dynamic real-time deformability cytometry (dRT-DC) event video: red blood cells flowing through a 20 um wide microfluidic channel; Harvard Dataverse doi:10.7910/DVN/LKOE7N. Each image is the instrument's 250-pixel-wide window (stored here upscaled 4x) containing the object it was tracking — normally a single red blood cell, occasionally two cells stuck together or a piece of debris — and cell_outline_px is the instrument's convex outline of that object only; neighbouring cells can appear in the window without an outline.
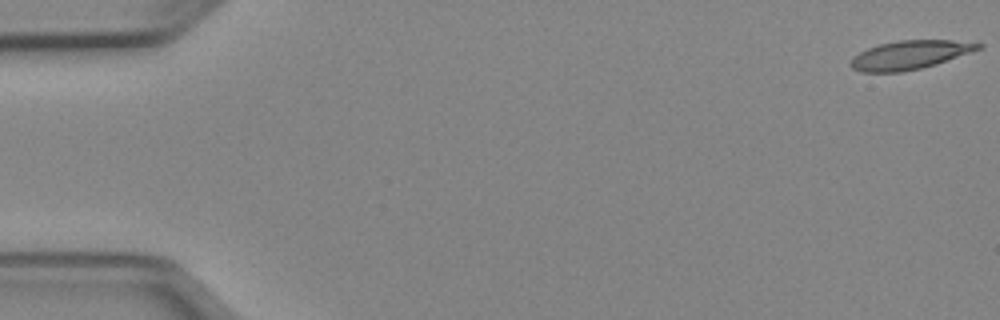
{"species": "Egyptian fruit bat (a non-hibernating species)", "species_latin": "Rousettus aegyptiacus", "temperature_condition": "cold", "stored_images_in_passage": 51, "camera_frame_rate_fps": 3000, "um_per_image_px": 0.085, "animal": {"sex": "female"}, "frame": {"image": 1, "passage_image": 1, "time_ms": 0.0, "image_size_px": [1000, 320], "cell_outline_px": [[984, 44], [980, 48], [936, 64], [920, 68], [900, 72], [860, 72], [852, 68], [848, 64], [852, 56], [868, 48], [880, 44], [896, 40], [952, 40]], "centroid_in_image_um": [77.25, 4.67], "position_along_channel_um": 7.7, "area_um2": 21.15}}
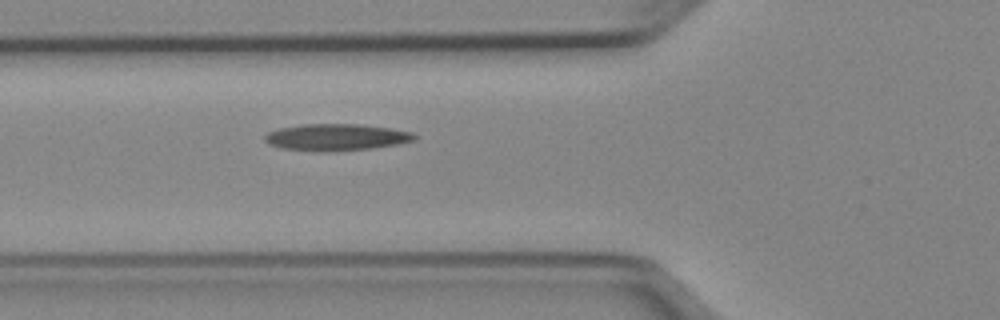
{"frame": {"image": 2, "passage_image": 19, "time_ms": 6.0, "image_size_px": [1000, 320], "cell_outline_px": [[416, 140], [400, 144], [372, 148], [328, 152], [320, 152], [280, 148], [268, 144], [264, 140], [264, 136], [268, 132], [280, 128], [300, 124], [360, 124], [392, 128], [412, 132], [416, 136]], "centroid_in_image_um": [28.58, 11.67], "position_along_channel_um": 97.2, "area_um2": 23.64}}
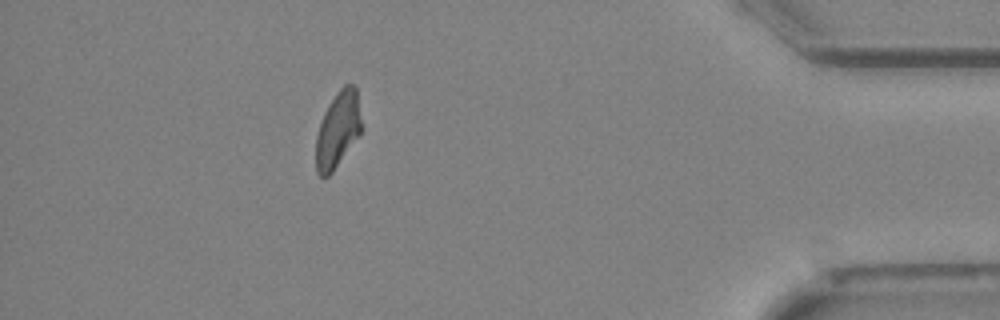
{"frame": {"image": 3, "passage_image": 46, "time_ms": 15.0, "image_size_px": [1000, 320], "cell_outline_px": [[360, 136], [332, 172], [328, 176], [320, 176], [316, 172], [316, 136], [324, 112], [328, 104], [336, 92], [344, 84], [352, 84], [356, 88], [360, 120]], "centroid_in_image_um": [28.7, 11.03], "position_along_channel_um": 406.5, "area_um2": 20.0}, "authors_computed_cell_mechanics": {"area_um2": 21.675, "velocity_mm_per_s": 3.9637, "shape_relaxation_time_tau1_ms": null, "shape_relaxation_time_tau2_ms": 4.3624, "deformation_change_tau1": null, "deformation_change_tau2": 0.1495}}